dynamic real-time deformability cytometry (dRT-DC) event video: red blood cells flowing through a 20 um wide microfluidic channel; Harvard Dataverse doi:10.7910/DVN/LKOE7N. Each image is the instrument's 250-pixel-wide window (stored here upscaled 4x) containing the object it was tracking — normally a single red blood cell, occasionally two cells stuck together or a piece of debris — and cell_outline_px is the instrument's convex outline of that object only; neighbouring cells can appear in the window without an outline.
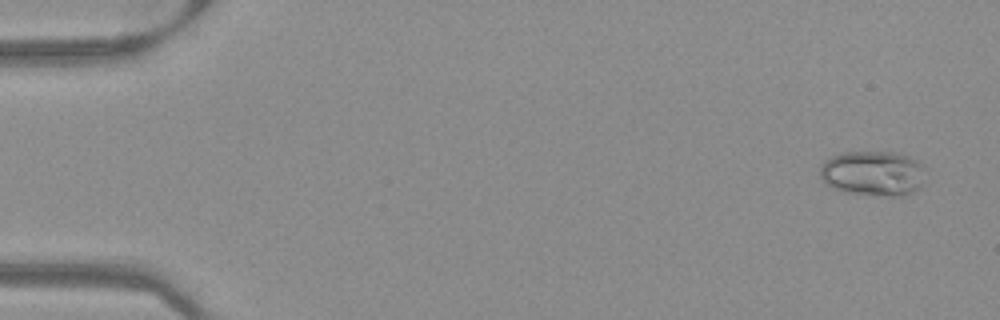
{"species": "Egyptian fruit bat (a non-hibernating species)", "species_latin": "Rousettus aegyptiacus", "temperature_condition": "warm", "stored_images_in_passage": 52, "camera_frame_rate_fps": 3000, "um_per_image_px": 0.085, "frame": {"image": 1, "passage_image": 3, "time_ms": 0.667, "image_size_px": [1000, 320], "cell_outline_px": [[924, 164], [920, 188], [904, 196], [884, 196], [844, 192], [832, 188], [824, 184], [820, 176], [820, 168], [824, 160], [832, 156], [844, 152], [892, 152], [908, 156]], "centroid_in_image_um": [74.17, 14.74], "position_along_channel_um": 10.8, "area_um2": 27.86}}
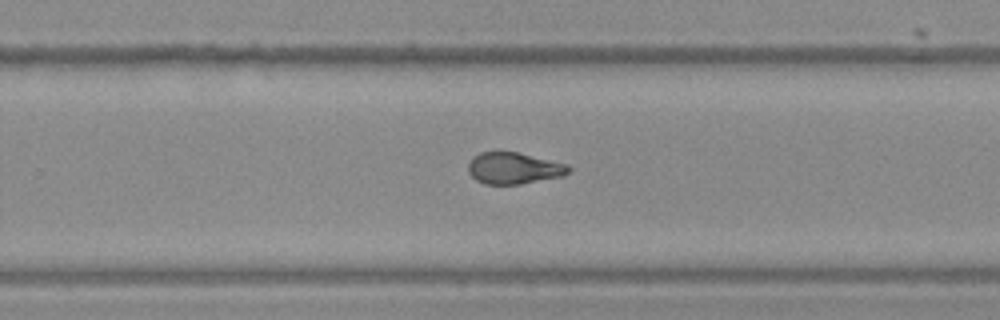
{"frame": {"image": 2, "passage_image": 34, "time_ms": 11.0, "image_size_px": [1000, 320], "cell_outline_px": [[572, 168], [564, 176], [520, 184], [484, 184], [476, 180], [468, 172], [468, 164], [472, 156], [480, 152], [496, 148], [516, 152], [568, 164]], "centroid_in_image_um": [43.63, 14.26], "position_along_channel_um": 286.2, "area_um2": 19.02}}
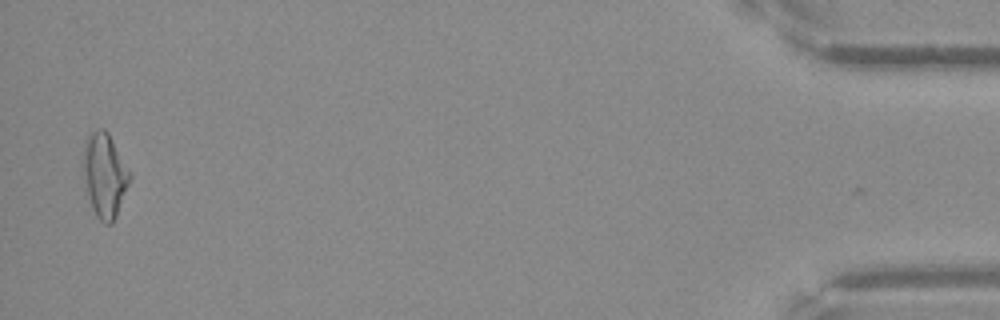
{"frame": {"image": 3, "passage_image": 51, "time_ms": 16.667, "image_size_px": [1000, 320], "cell_outline_px": [[132, 176], [116, 216], [112, 224], [104, 224], [96, 216], [92, 208], [84, 188], [84, 140], [88, 132], [96, 128], [104, 128], [108, 132]], "centroid_in_image_um": [8.87, 14.88], "position_along_channel_um": 426.3, "area_um2": 22.95}}